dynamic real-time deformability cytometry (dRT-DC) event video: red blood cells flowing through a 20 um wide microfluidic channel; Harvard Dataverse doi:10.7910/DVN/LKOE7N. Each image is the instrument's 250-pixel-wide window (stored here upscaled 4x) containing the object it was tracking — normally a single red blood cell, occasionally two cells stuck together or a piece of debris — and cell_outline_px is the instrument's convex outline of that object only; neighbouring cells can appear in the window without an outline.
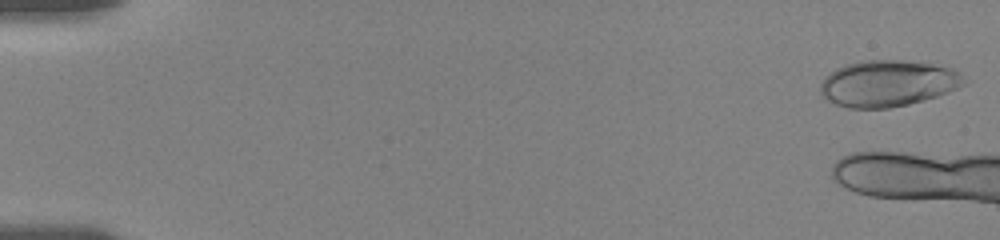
{"species": "human", "species_latin": "Homo sapiens", "temperature_condition": "room temperature", "stored_images_in_passage": 9, "camera_frame_rate_fps": 3000, "um_per_image_px": 0.085, "donor": {"sex": "female"}, "frame": {"image": 1, "passage_image": 1, "time_ms": 0.0, "image_size_px": [1000, 240], "cell_outline_px": [[964, 84], [948, 92], [924, 100], [908, 104], [888, 108], [848, 108], [836, 104], [828, 100], [820, 92], [820, 84], [824, 76], [836, 68], [848, 64], [868, 60], [904, 60], [932, 64], [952, 68], [960, 72]], "centroid_in_image_um": [75.44, 7.09], "position_along_channel_um": 9.6, "area_um2": 38.55}}